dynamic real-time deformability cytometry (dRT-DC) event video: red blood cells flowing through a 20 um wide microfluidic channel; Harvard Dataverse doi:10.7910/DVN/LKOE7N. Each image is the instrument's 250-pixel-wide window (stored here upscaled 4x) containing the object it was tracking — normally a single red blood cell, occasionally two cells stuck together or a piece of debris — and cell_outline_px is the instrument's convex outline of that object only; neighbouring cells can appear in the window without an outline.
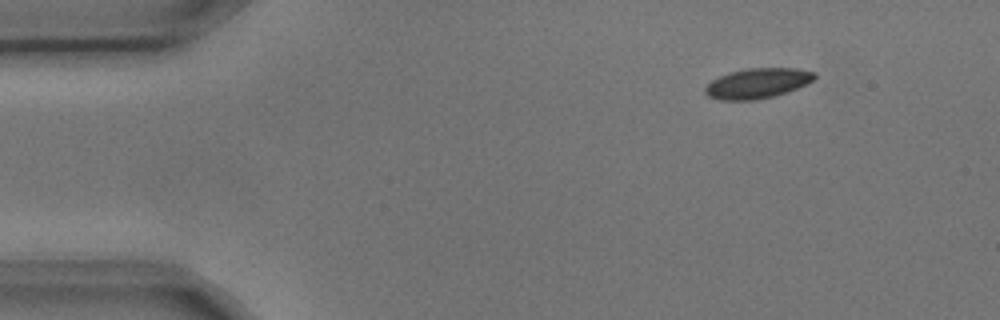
{"species": "common noctule bat (a hibernating species)", "species_latin": "Nyctalus noctula", "temperature_condition": "cold", "stored_images_in_passage": 3, "camera_frame_rate_fps": 3000, "um_per_image_px": 0.085, "animal": {"sex": "male", "body_mass_g": 17.9, "forearm_length_mm": 54.2}, "frame": {"image": 1, "passage_image": 1, "time_ms": 0.0, "image_size_px": [1000, 320], "cell_outline_px": [[816, 76], [808, 84], [788, 92], [756, 100], [720, 100], [708, 96], [704, 92], [704, 88], [712, 80], [728, 72], [748, 68], [796, 68], [816, 72]], "centroid_in_image_um": [64.39, 7.08], "position_along_channel_um": 20.6, "area_um2": 19.31}}
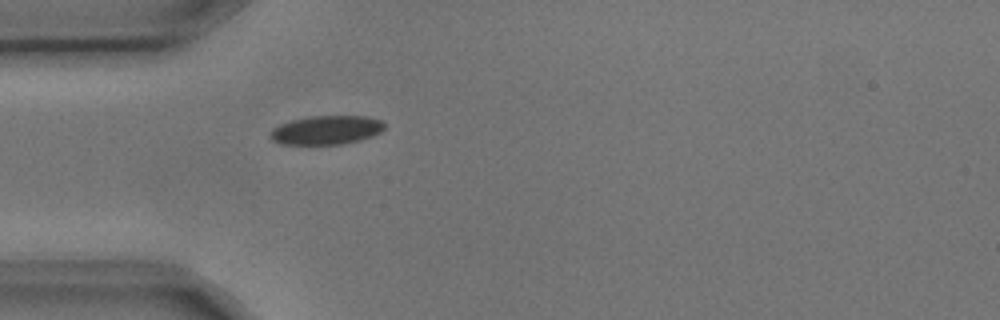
{"frame": {"image": 2, "passage_image": 3, "time_ms": 0.667, "image_size_px": [1000, 320], "cell_outline_px": [[384, 128], [380, 132], [372, 136], [360, 140], [340, 144], [280, 144], [272, 140], [268, 136], [268, 132], [272, 128], [280, 124], [292, 120], [312, 116], [368, 116], [380, 120], [384, 124]], "centroid_in_image_um": [27.7, 11.05], "position_along_channel_um": 57.3, "area_um2": 19.25}}